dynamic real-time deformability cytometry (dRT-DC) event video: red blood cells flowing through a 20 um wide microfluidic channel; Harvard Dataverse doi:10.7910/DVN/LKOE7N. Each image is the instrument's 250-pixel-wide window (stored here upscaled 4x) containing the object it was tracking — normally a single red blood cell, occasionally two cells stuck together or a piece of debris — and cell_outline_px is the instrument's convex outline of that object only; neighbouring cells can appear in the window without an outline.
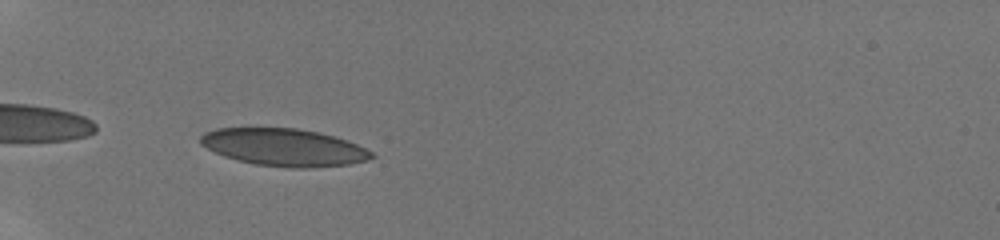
{"species": "human", "species_latin": "Homo sapiens", "temperature_condition": "room temperature", "stored_images_in_passage": 23, "camera_frame_rate_fps": 3000, "um_per_image_px": 0.085, "donor": {"sex": "male"}, "frame": {"image": 1, "passage_image": 1, "time_ms": 0.0, "image_size_px": [1000, 240], "cell_outline_px": [[376, 156], [368, 160], [348, 164], [308, 168], [288, 168], [256, 164], [236, 160], [224, 156], [200, 144], [200, 136], [204, 132], [216, 128], [296, 128], [316, 132], [348, 140], [372, 152]], "centroid_in_image_um": [24.12, 12.52], "position_along_channel_um": 60.9, "area_um2": 37.17}}
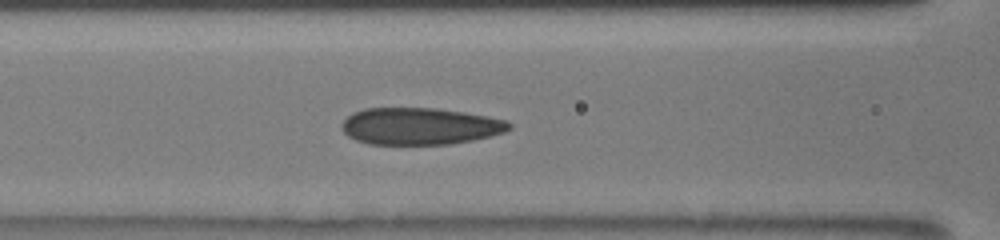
{"frame": {"image": 2, "passage_image": 7, "time_ms": 2.333, "image_size_px": [1000, 240], "cell_outline_px": [[512, 128], [504, 132], [492, 136], [452, 144], [368, 144], [356, 140], [348, 136], [340, 128], [344, 120], [352, 112], [364, 108], [436, 108], [464, 112], [488, 116], [508, 120], [512, 124]], "centroid_in_image_um": [35.71, 10.72], "position_along_channel_um": 130.9, "area_um2": 36.3}}
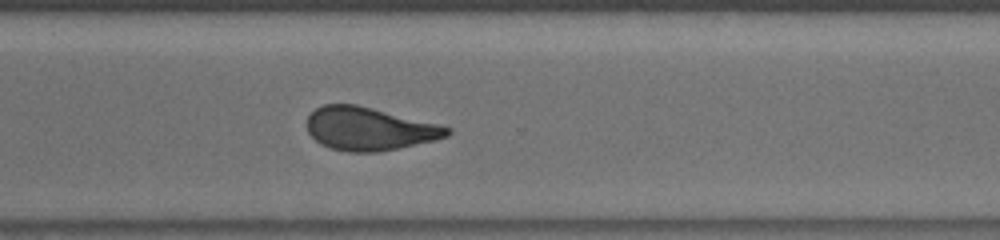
{"frame": {"image": 3, "passage_image": 23, "time_ms": 7.667, "image_size_px": [1000, 240], "cell_outline_px": [[452, 132], [448, 136], [436, 140], [376, 152], [348, 152], [332, 148], [320, 144], [308, 132], [308, 116], [316, 108], [324, 104], [356, 104], [440, 124], [452, 128]], "centroid_in_image_um": [31.41, 10.94], "position_along_channel_um": 339.2, "area_um2": 35.08}}